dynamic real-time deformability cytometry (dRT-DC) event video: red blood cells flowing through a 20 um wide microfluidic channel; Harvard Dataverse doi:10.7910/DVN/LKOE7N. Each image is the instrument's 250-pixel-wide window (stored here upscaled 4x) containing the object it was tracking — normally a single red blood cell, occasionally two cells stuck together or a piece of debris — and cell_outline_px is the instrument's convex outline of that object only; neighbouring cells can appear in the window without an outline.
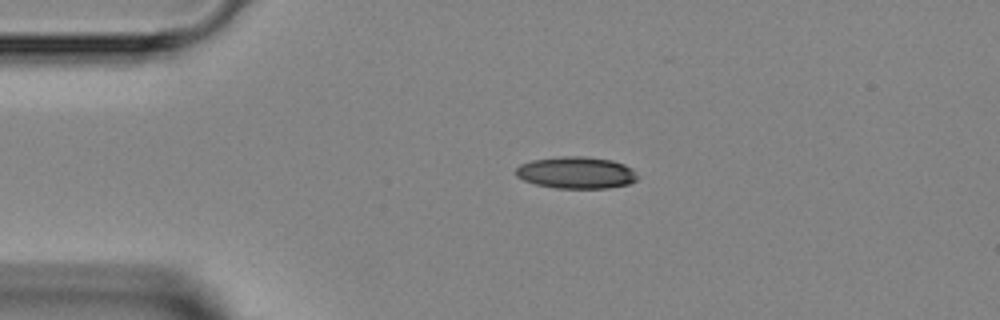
{"species": "Egyptian fruit bat (a non-hibernating species)", "species_latin": "Rousettus aegyptiacus", "temperature_condition": "room temperature", "stored_images_in_passage": 3, "camera_frame_rate_fps": 3000, "um_per_image_px": 0.085, "animal": {"sex": "female"}, "frame": {"image": 1, "passage_image": 2, "time_ms": 1.333, "image_size_px": [1000, 320], "cell_outline_px": [[636, 180], [628, 184], [608, 188], [556, 188], [536, 184], [524, 180], [516, 176], [516, 168], [520, 164], [532, 160], [564, 156], [584, 156], [612, 160], [624, 164], [632, 168], [636, 176]], "centroid_in_image_um": [48.97, 14.67], "position_along_channel_um": 36.0, "area_um2": 22.48}}